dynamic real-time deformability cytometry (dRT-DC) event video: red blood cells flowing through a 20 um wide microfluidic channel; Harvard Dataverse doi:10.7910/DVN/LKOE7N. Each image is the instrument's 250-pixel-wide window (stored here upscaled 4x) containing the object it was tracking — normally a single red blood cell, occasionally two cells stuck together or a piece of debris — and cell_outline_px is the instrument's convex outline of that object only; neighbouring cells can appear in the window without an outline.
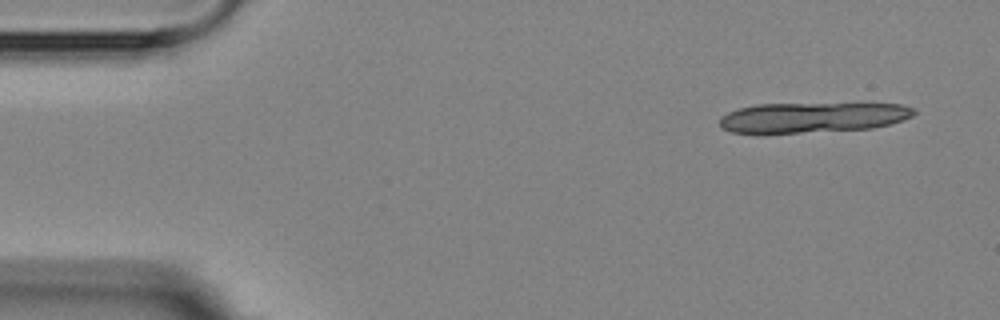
{"species": "Egyptian fruit bat (a non-hibernating species)", "species_latin": "Rousettus aegyptiacus", "temperature_condition": "room temperature", "stored_images_in_passage": 5, "segment_of_instrument_passage": [1, 2], "camera_frame_rate_fps": 3000, "um_per_image_px": 0.085, "animal": {"sex": "female"}, "frame": {"image": 1, "passage_image": 1, "time_ms": 0.0, "image_size_px": [1000, 320], "cell_outline_px": [[916, 112], [912, 116], [888, 124], [872, 128], [800, 132], [732, 132], [720, 128], [720, 116], [728, 112], [740, 108], [756, 104], [900, 104], [916, 108]], "centroid_in_image_um": [69.05, 9.97], "position_along_channel_um": 15.9, "area_um2": 33.58}}